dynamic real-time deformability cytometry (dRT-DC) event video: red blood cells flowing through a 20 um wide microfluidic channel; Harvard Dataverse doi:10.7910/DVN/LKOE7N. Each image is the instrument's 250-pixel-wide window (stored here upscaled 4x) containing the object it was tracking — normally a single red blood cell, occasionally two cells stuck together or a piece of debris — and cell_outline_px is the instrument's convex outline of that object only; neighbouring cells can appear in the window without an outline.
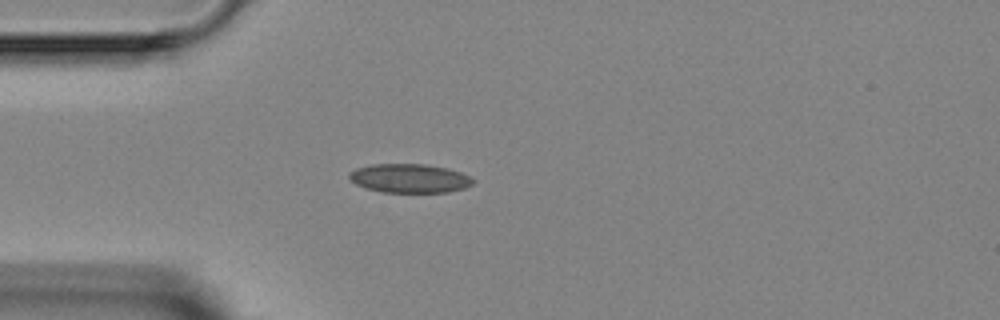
{"species": "Egyptian fruit bat (a non-hibernating species)", "species_latin": "Rousettus aegyptiacus", "temperature_condition": "room temperature", "stored_images_in_passage": 3, "camera_frame_rate_fps": 3000, "um_per_image_px": 0.085, "animal": {"sex": "female"}, "frame": {"image": 1, "passage_image": 3, "time_ms": 3.0, "image_size_px": [1000, 320], "cell_outline_px": [[476, 180], [472, 184], [464, 188], [448, 192], [384, 192], [368, 188], [356, 184], [348, 176], [348, 172], [356, 168], [372, 164], [428, 164], [448, 168], [460, 172]], "centroid_in_image_um": [34.82, 15.14], "position_along_channel_um": 50.2, "area_um2": 20.81}}